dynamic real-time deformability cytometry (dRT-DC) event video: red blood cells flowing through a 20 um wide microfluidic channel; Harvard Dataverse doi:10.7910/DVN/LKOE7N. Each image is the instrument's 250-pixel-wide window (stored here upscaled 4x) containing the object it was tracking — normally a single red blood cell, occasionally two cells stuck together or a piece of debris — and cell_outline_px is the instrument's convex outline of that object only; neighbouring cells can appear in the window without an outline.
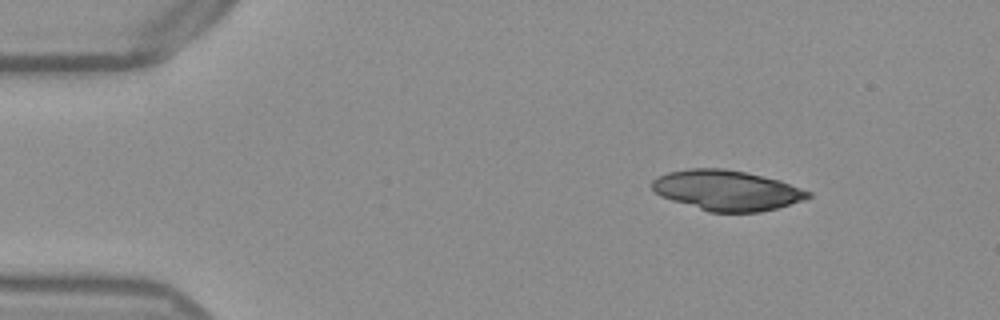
{"species": "Egyptian fruit bat (a non-hibernating species)", "species_latin": "Rousettus aegyptiacus", "temperature_condition": "warm", "stored_images_in_passage": 46, "camera_frame_rate_fps": 3000, "um_per_image_px": 0.085, "frame": {"image": 1, "passage_image": 1, "time_ms": 0.0, "image_size_px": [1000, 320], "cell_outline_px": [[812, 196], [804, 200], [776, 208], [760, 212], [708, 212], [660, 196], [652, 188], [652, 180], [668, 172], [688, 168], [724, 168], [744, 172], [780, 180], [812, 192]], "centroid_in_image_um": [61.79, 16.18], "position_along_channel_um": 23.2, "area_um2": 36.53}}